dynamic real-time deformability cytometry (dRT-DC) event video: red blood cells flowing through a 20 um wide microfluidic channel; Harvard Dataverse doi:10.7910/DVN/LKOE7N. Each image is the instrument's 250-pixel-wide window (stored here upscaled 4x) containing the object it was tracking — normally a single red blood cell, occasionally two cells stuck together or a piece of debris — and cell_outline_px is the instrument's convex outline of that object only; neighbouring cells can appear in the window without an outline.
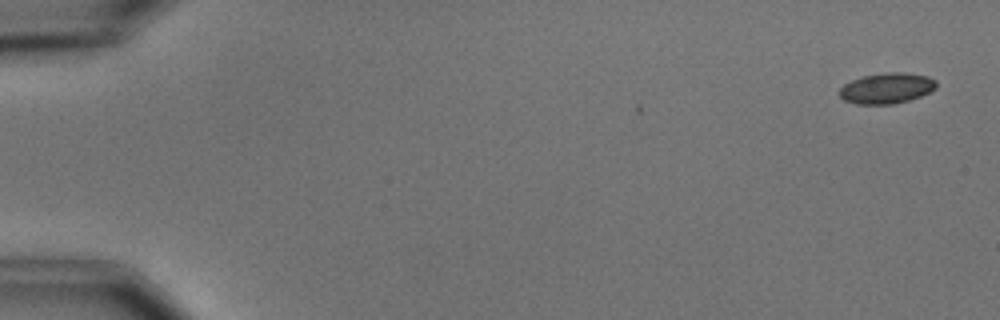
{"species": "common noctule bat (a hibernating species)", "species_latin": "Nyctalus noctula", "temperature_condition": "cold", "stored_images_in_passage": 5, "camera_frame_rate_fps": 3000, "um_per_image_px": 0.085, "animal": {"sex": "male", "body_mass_g": 15.6}, "frame": {"image": 1, "passage_image": 1, "time_ms": 0.0, "image_size_px": [1000, 320], "cell_outline_px": [[936, 88], [920, 96], [908, 100], [892, 104], [856, 104], [844, 100], [840, 96], [840, 88], [844, 84], [852, 80], [864, 76], [884, 72], [904, 72], [928, 76], [936, 80]], "centroid_in_image_um": [75.37, 7.49], "position_along_channel_um": 9.6, "area_um2": 17.22}}
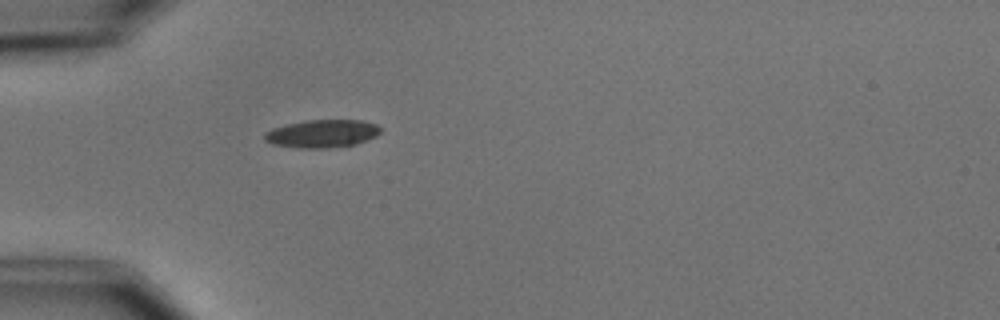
{"frame": {"image": 2, "passage_image": 5, "time_ms": 5.0, "image_size_px": [1000, 320], "cell_outline_px": [[380, 132], [376, 136], [356, 144], [328, 148], [296, 148], [272, 144], [264, 140], [264, 132], [272, 128], [304, 120], [364, 120], [376, 124], [380, 128]], "centroid_in_image_um": [27.36, 11.36], "position_along_channel_um": 57.6, "area_um2": 18.96}}